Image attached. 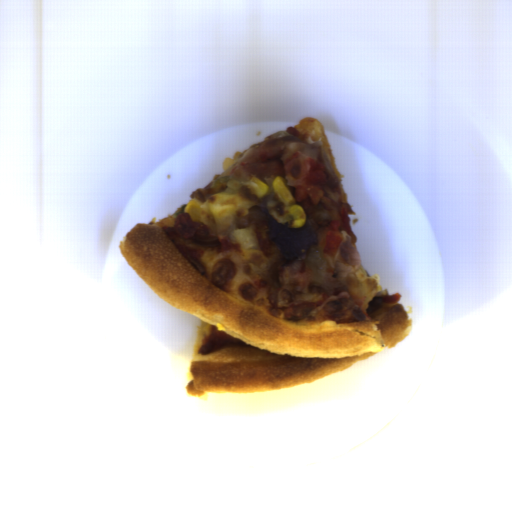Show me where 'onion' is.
Returning <instances> with one entry per match:
<instances>
[{"label":"onion","instance_id":"06740285","mask_svg":"<svg viewBox=\"0 0 512 512\" xmlns=\"http://www.w3.org/2000/svg\"><path fill=\"white\" fill-rule=\"evenodd\" d=\"M269 239L273 241L286 260H292L305 253L312 245H317L315 228L311 225L290 227V224H281L271 220Z\"/></svg>","mask_w":512,"mask_h":512},{"label":"onion","instance_id":"6bf65262","mask_svg":"<svg viewBox=\"0 0 512 512\" xmlns=\"http://www.w3.org/2000/svg\"><path fill=\"white\" fill-rule=\"evenodd\" d=\"M384 303L385 302L383 300V297L374 296L372 298V300L368 302L365 312L367 314H373L375 311H377L379 308H381Z\"/></svg>","mask_w":512,"mask_h":512},{"label":"onion","instance_id":"55239325","mask_svg":"<svg viewBox=\"0 0 512 512\" xmlns=\"http://www.w3.org/2000/svg\"><path fill=\"white\" fill-rule=\"evenodd\" d=\"M194 244L204 247V248H210V247H216L219 244V241L217 238L203 239L198 236V237H195Z\"/></svg>","mask_w":512,"mask_h":512},{"label":"onion","instance_id":"23ac38db","mask_svg":"<svg viewBox=\"0 0 512 512\" xmlns=\"http://www.w3.org/2000/svg\"><path fill=\"white\" fill-rule=\"evenodd\" d=\"M352 316L355 319H357L358 321H362V320L366 319L364 312H362L361 309L358 307L356 309H354Z\"/></svg>","mask_w":512,"mask_h":512},{"label":"onion","instance_id":"2ce2d468","mask_svg":"<svg viewBox=\"0 0 512 512\" xmlns=\"http://www.w3.org/2000/svg\"><path fill=\"white\" fill-rule=\"evenodd\" d=\"M188 260L199 271L200 274L204 273V269H203L202 265L197 260H194L190 256H189Z\"/></svg>","mask_w":512,"mask_h":512}]
</instances>
